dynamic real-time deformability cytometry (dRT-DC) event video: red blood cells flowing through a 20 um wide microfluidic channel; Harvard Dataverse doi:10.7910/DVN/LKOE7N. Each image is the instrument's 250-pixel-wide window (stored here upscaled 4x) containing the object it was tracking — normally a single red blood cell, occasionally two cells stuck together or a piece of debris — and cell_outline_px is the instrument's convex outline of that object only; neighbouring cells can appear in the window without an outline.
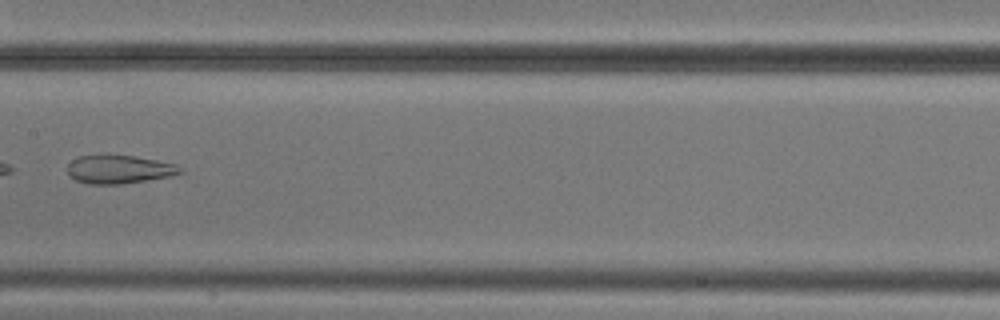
{"species": "common noctule bat (a hibernating species)", "species_latin": "Nyctalus noctula", "temperature_condition": "cold", "stored_images_in_passage": 7, "camera_frame_rate_fps": 3000, "um_per_image_px": 0.085, "animal": {"sex": "male", "body_mass_g": 20.5, "forearm_length_mm": 52.5}, "frame": {"image": 1, "passage_image": 4, "time_ms": 3.333, "image_size_px": [1000, 320], "cell_outline_px": [[184, 172], [168, 176], [120, 184], [88, 184], [76, 180], [68, 172], [68, 164], [72, 160], [80, 156], [132, 156], [156, 160], [176, 164]], "centroid_in_image_um": [10.12, 14.4], "position_along_channel_um": 197.3, "area_um2": 18.09}}
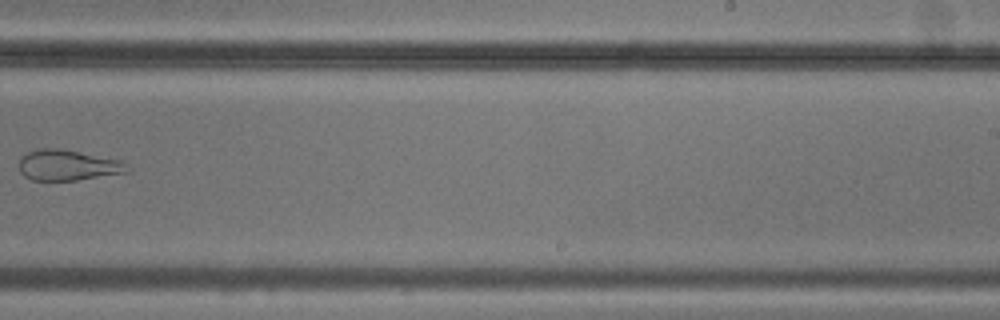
{"frame": {"image": 2, "passage_image": 6, "time_ms": 5.667, "image_size_px": [1000, 320], "cell_outline_px": [[132, 168], [128, 172], [76, 180], [32, 180], [24, 176], [20, 172], [20, 156], [24, 152], [40, 148], [60, 148], [120, 160]], "centroid_in_image_um": [5.74, 14.03], "position_along_channel_um": 283.3, "area_um2": 19.42}}